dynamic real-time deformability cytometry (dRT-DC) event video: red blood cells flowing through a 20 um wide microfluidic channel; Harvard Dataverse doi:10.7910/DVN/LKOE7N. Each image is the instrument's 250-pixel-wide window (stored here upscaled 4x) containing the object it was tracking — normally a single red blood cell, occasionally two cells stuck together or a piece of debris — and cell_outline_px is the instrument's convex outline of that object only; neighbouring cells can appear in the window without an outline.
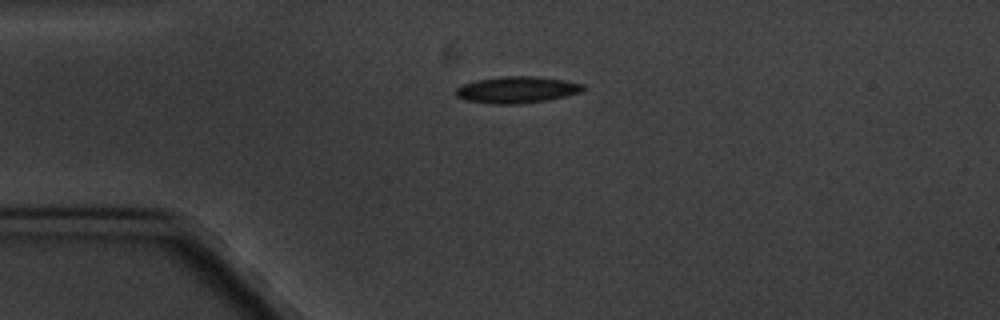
{"species": "common noctule bat (a hibernating species)", "species_latin": "Nyctalus noctula", "temperature_condition": "cold", "stored_images_in_passage": 3, "camera_frame_rate_fps": 3000, "um_per_image_px": 0.085, "animal": {"sex": "male", "body_mass_g": 20.1, "forearm_length_mm": 53.5}, "frame": {"image": 1, "passage_image": 1, "time_ms": 0.0, "image_size_px": [1000, 320], "cell_outline_px": [[584, 88], [580, 92], [548, 100], [520, 104], [488, 104], [464, 100], [456, 96], [456, 88], [464, 84], [476, 80], [500, 76], [532, 76], [564, 80], [584, 84]], "centroid_in_image_um": [43.9, 7.64], "position_along_channel_um": 41.1, "area_um2": 19.77}}